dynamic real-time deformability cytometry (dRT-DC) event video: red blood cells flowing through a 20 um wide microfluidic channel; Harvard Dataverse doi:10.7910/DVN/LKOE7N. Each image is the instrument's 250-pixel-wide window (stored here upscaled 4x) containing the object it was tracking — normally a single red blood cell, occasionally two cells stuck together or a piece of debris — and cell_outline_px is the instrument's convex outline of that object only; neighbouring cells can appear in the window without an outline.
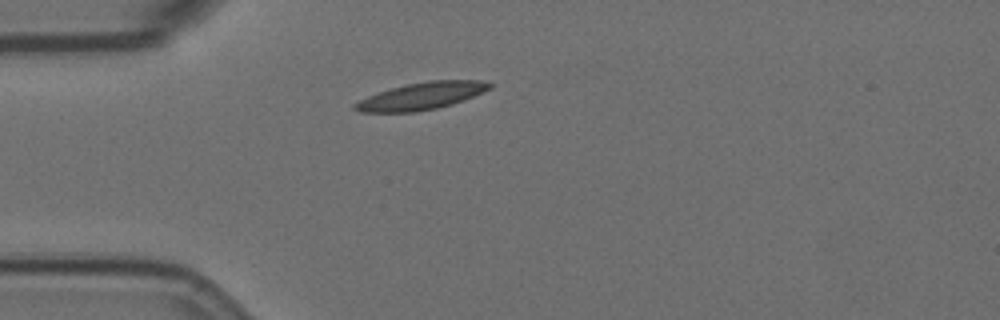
{"species": "Egyptian fruit bat (a non-hibernating species)", "species_latin": "Rousettus aegyptiacus", "temperature_condition": "room temperature", "stored_images_in_passage": 35, "camera_frame_rate_fps": 3000, "um_per_image_px": 0.085, "animal": {"sex": "female"}, "frame": {"image": 1, "passage_image": 1, "time_ms": 0.0, "image_size_px": [1000, 320], "cell_outline_px": [[496, 84], [492, 88], [464, 100], [452, 104], [436, 108], [416, 112], [360, 112], [352, 108], [352, 104], [368, 96], [392, 88], [408, 84], [428, 80], [480, 80]], "centroid_in_image_um": [35.86, 8.16], "position_along_channel_um": 49.1, "area_um2": 21.33}}
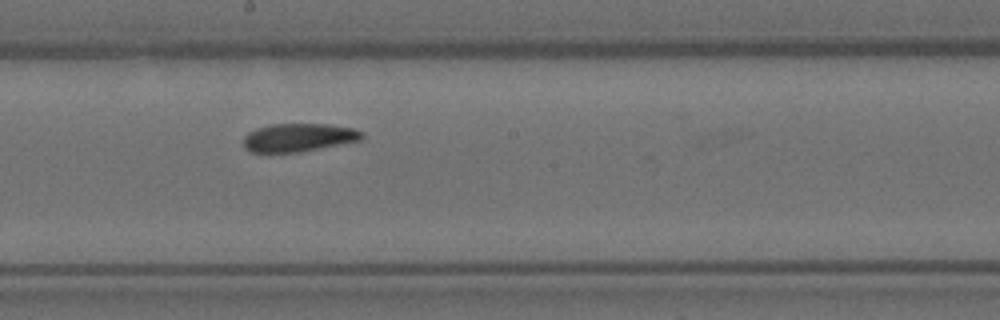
{"frame": {"image": 2, "passage_image": 17, "time_ms": 5.333, "image_size_px": [1000, 320], "cell_outline_px": [[364, 136], [360, 140], [300, 152], [252, 152], [244, 148], [244, 136], [248, 132], [256, 128], [272, 124], [328, 124], [352, 128], [364, 132]], "centroid_in_image_um": [25.37, 11.68], "position_along_channel_um": 222.8, "area_um2": 19.42}}
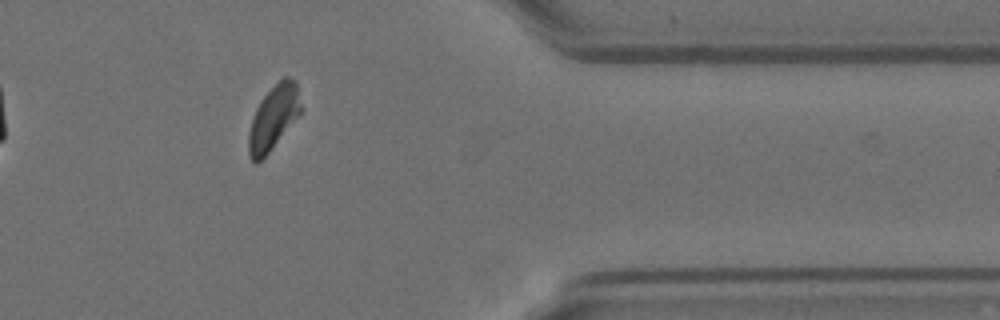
{"frame": {"image": 3, "passage_image": 33, "time_ms": 10.667, "image_size_px": [1000, 320], "cell_outline_px": [[300, 112], [268, 152], [256, 164], [248, 156], [248, 132], [256, 108], [260, 100], [284, 76], [288, 76], [296, 80], [300, 104]], "centroid_in_image_um": [23.2, 9.99], "position_along_channel_um": 388.2, "area_um2": 18.9}, "authors_computed_cell_mechanics": {"area_um2": 20.4034, "velocity_mm_per_s": 3.477, "shape_relaxation_time_tau1_ms": 8.5122, "shape_relaxation_time_tau2_ms": 4.1951, "deformation_change_tau1": 0.1815, "deformation_change_tau2": 0.0826}}